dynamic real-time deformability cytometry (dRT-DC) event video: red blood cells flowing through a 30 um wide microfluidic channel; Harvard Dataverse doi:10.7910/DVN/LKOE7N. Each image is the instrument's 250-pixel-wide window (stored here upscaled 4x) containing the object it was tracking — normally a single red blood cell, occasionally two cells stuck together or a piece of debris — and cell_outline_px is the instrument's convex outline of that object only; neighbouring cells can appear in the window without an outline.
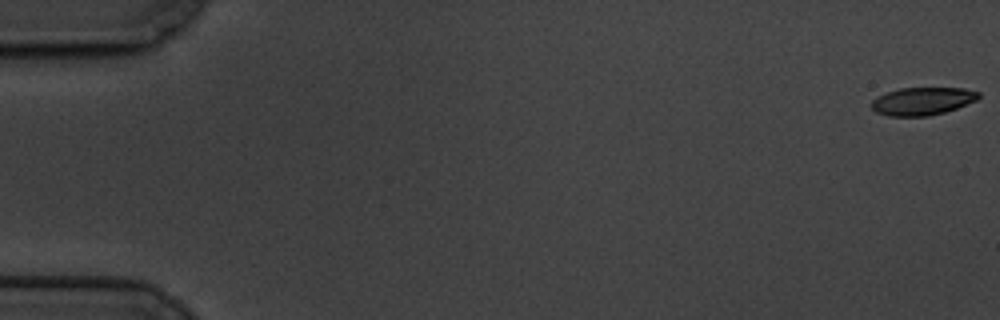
{"species": "common noctule bat (a hibernating species)", "species_latin": "Nyctalus noctula", "temperature_condition": "cold", "stored_images_in_passage": 62, "camera_frame_rate_fps": 3000, "um_per_image_px": 0.085, "animal": {"sex": "male", "body_mass_g": 19.5, "forearm_length_mm": 54.6}, "frame": {"image": 1, "passage_image": 1, "time_ms": 0.0, "image_size_px": [1000, 320], "cell_outline_px": [[980, 96], [976, 100], [956, 108], [944, 112], [928, 116], [888, 116], [876, 112], [872, 108], [872, 100], [888, 92], [900, 88], [964, 88], [980, 92]], "centroid_in_image_um": [78.42, 8.6], "position_along_channel_um": 6.6, "area_um2": 17.17}}
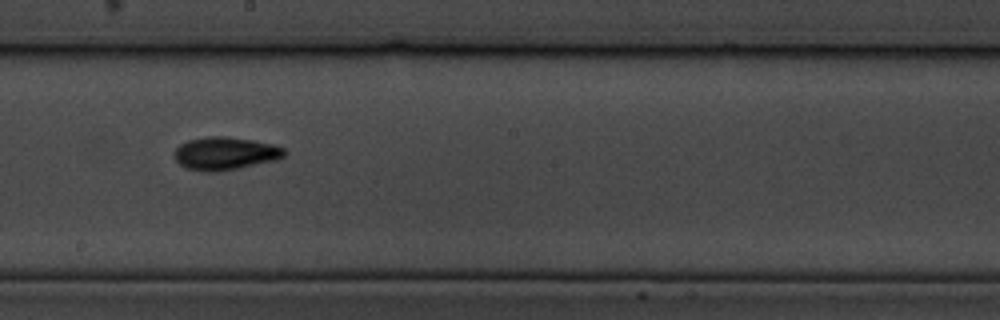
{"frame": {"image": 2, "passage_image": 35, "time_ms": 11.333, "image_size_px": [1000, 320], "cell_outline_px": [[288, 152], [284, 156], [276, 160], [216, 172], [204, 172], [184, 168], [176, 160], [172, 152], [180, 144], [188, 140], [208, 136], [228, 136], [252, 140], [272, 144], [284, 148]], "centroid_in_image_um": [19.11, 13.04], "position_along_channel_um": 229.1, "area_um2": 21.21}}
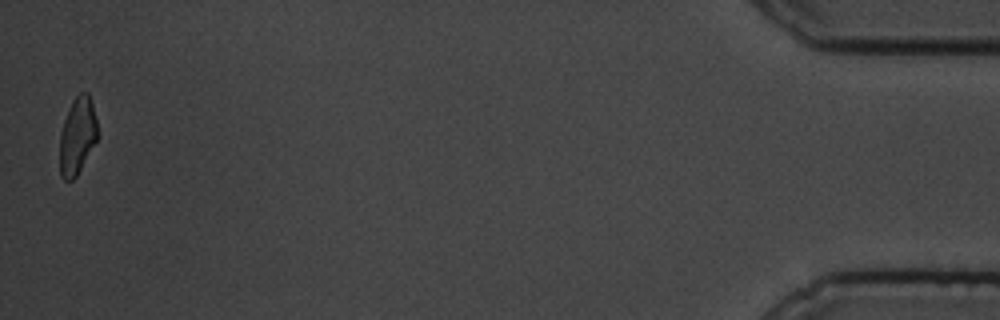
{"frame": {"image": 3, "passage_image": 61, "time_ms": 20.0, "image_size_px": [1000, 320], "cell_outline_px": [[96, 140], [76, 176], [72, 180], [64, 180], [60, 176], [60, 132], [64, 120], [72, 100], [80, 92], [88, 92], [92, 104], [96, 120]], "centroid_in_image_um": [6.54, 11.54], "position_along_channel_um": 428.7, "area_um2": 16.59}, "authors_computed_cell_mechanics": {"area_um2": 18.9006, "velocity_mm_per_s": 3.3162, "shape_relaxation_time_tau1_ms": 4.2621, "shape_relaxation_time_tau2_ms": 5.0973, "deformation_change_tau1": 0.1418, "deformation_change_tau2": 0.1109}}